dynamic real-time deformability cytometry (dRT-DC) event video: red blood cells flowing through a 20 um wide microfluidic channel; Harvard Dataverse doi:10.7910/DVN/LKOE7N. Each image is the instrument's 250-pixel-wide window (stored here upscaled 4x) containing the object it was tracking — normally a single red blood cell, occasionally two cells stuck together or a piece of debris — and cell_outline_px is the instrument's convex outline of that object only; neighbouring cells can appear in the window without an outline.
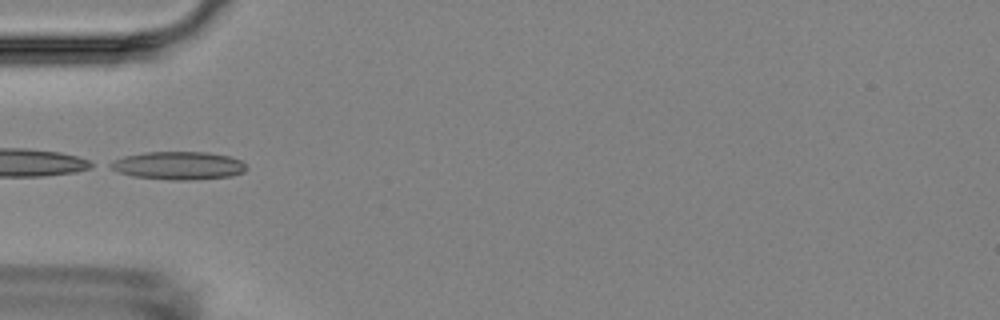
{"species": "Egyptian fruit bat (a non-hibernating species)", "species_latin": "Rousettus aegyptiacus", "temperature_condition": "room temperature", "stored_images_in_passage": 11, "camera_frame_rate_fps": 3000, "um_per_image_px": 0.085, "animal": {"sex": "female"}, "frame": {"image": 1, "passage_image": 1, "time_ms": 0.0, "image_size_px": [1000, 320], "cell_outline_px": [[248, 168], [244, 172], [232, 176], [192, 180], [172, 180], [132, 176], [116, 172], [108, 168], [104, 164], [112, 160], [124, 156], [144, 152], [208, 152], [228, 156], [240, 160]], "centroid_in_image_um": [15.09, 14.08], "position_along_channel_um": 69.9, "area_um2": 22.6}}
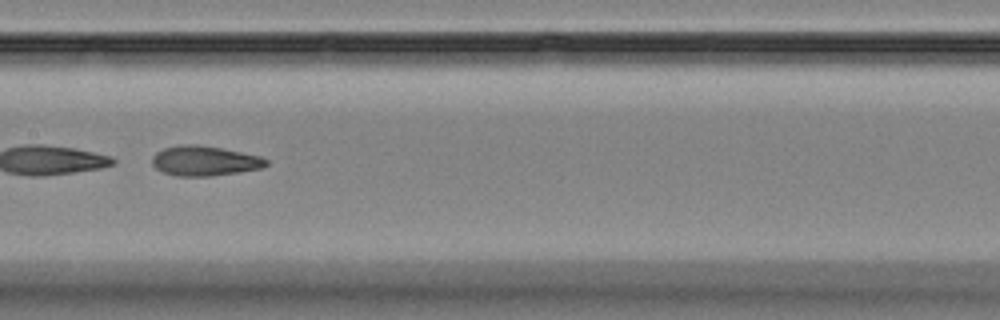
{"frame": {"image": 2, "passage_image": 4, "time_ms": 3.333, "image_size_px": [1000, 320], "cell_outline_px": [[268, 164], [260, 168], [240, 172], [212, 176], [176, 176], [164, 172], [156, 168], [152, 164], [152, 156], [156, 152], [164, 148], [180, 144], [196, 144], [220, 148], [260, 156], [268, 160]], "centroid_in_image_um": [17.37, 13.67], "position_along_channel_um": 190.0, "area_um2": 19.83}}
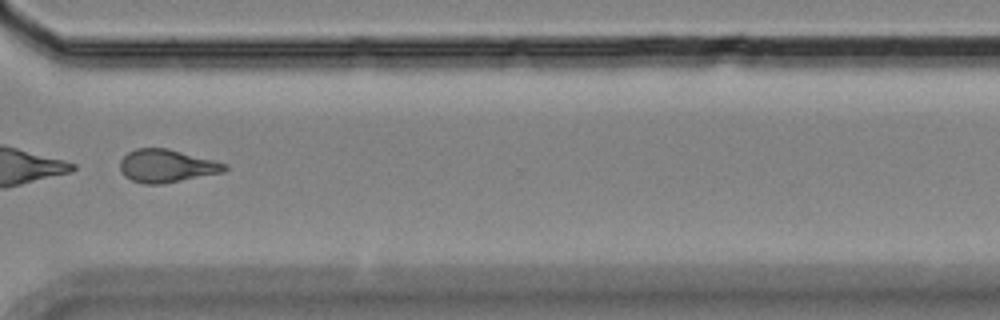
{"frame": {"image": 3, "passage_image": 8, "time_ms": 8.0, "image_size_px": [1000, 320], "cell_outline_px": [[228, 168], [224, 172], [160, 184], [144, 184], [132, 180], [124, 176], [120, 172], [120, 160], [128, 152], [136, 148], [168, 148], [228, 164]], "centroid_in_image_um": [14.14, 14.1], "position_along_channel_um": 356.5, "area_um2": 20.06}, "authors_computed_cell_mechanics": {"area_um2": 20.0566, "velocity_mm_per_s": 3.5791, "shape_relaxation_time_tau1_ms": null, "shape_relaxation_time_tau2_ms": 4.5204, "deformation_change_tau1": null, "deformation_change_tau2": 0.1067}}